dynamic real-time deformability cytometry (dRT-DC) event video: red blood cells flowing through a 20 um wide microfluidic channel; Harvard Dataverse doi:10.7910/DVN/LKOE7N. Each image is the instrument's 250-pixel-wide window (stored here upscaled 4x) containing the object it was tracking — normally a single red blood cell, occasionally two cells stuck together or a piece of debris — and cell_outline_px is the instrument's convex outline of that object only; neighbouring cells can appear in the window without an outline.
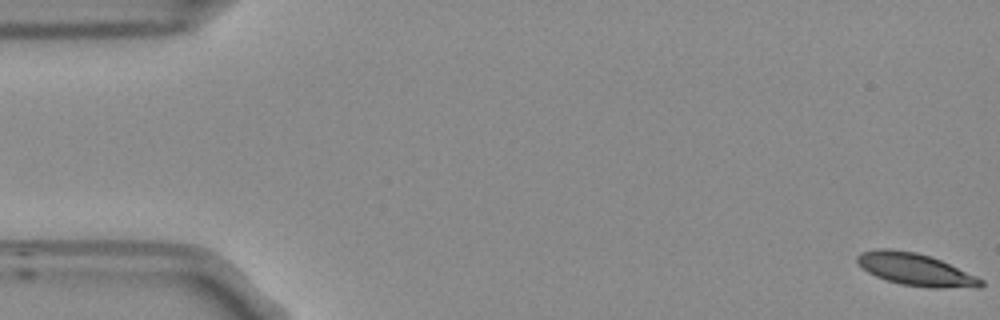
{"species": "Egyptian fruit bat (a non-hibernating species)", "species_latin": "Rousettus aegyptiacus", "temperature_condition": "room temperature", "stored_images_in_passage": 10, "camera_frame_rate_fps": 3000, "um_per_image_px": 0.085, "frame": {"image": 1, "passage_image": 1, "time_ms": 0.0, "image_size_px": [1000, 320], "cell_outline_px": [[984, 284], [980, 288], [932, 288], [900, 284], [876, 276], [868, 272], [856, 264], [856, 256], [860, 252], [880, 248], [888, 248], [916, 252], [940, 260], [976, 276], [984, 280]], "centroid_in_image_um": [77.81, 22.91], "position_along_channel_um": 7.2, "area_um2": 23.35}}